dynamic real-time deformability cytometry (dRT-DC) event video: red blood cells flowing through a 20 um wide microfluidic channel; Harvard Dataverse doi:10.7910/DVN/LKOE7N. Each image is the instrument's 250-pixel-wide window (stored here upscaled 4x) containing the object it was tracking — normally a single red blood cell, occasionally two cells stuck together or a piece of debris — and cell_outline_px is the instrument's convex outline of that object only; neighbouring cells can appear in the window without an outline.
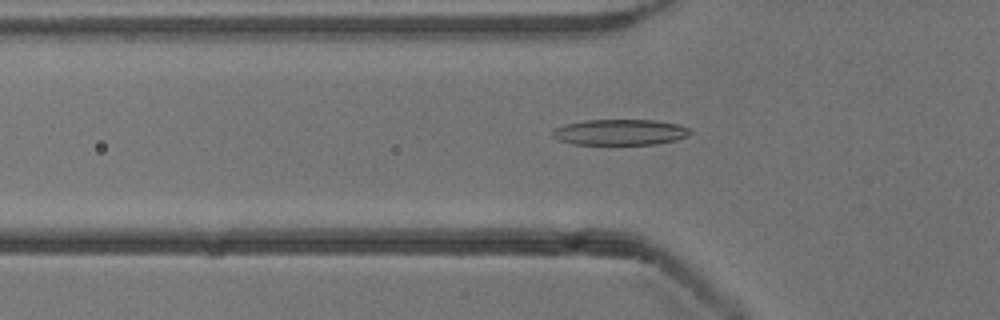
{"species": "common noctule bat (a hibernating species)", "species_latin": "Nyctalus noctula", "temperature_condition": "cold", "stored_images_in_passage": 53, "camera_frame_rate_fps": 3000, "um_per_image_px": 0.085, "animal": {"sex": "male", "body_mass_g": 13.3}, "frame": {"image": 1, "passage_image": 18, "time_ms": 5.667, "image_size_px": [1000, 320], "cell_outline_px": [[692, 132], [676, 140], [656, 144], [572, 144], [560, 140], [552, 136], [552, 132], [556, 128], [568, 124], [584, 120], [652, 120], [680, 124], [688, 128]], "centroid_in_image_um": [52.71, 11.23], "position_along_channel_um": 73.1, "area_um2": 20.46}}
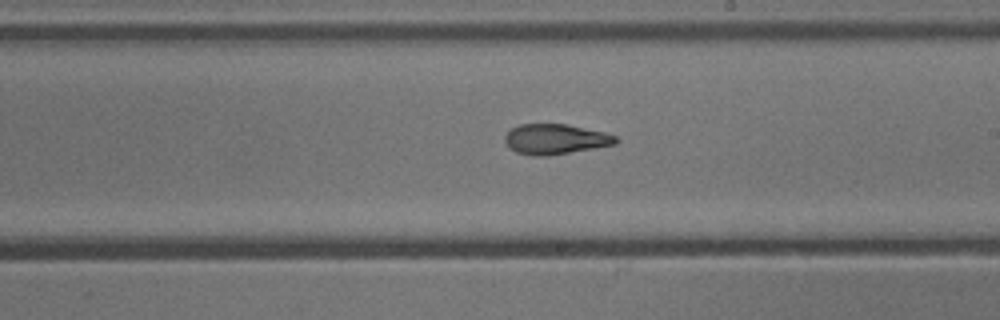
{"frame": {"image": 2, "passage_image": 31, "time_ms": 10.0, "image_size_px": [1000, 320], "cell_outline_px": [[620, 140], [616, 144], [544, 156], [532, 156], [516, 152], [508, 148], [504, 140], [504, 136], [512, 128], [520, 124], [568, 124], [604, 132], [616, 136]], "centroid_in_image_um": [47.18, 11.82], "position_along_channel_um": 241.8, "area_um2": 19.48}}
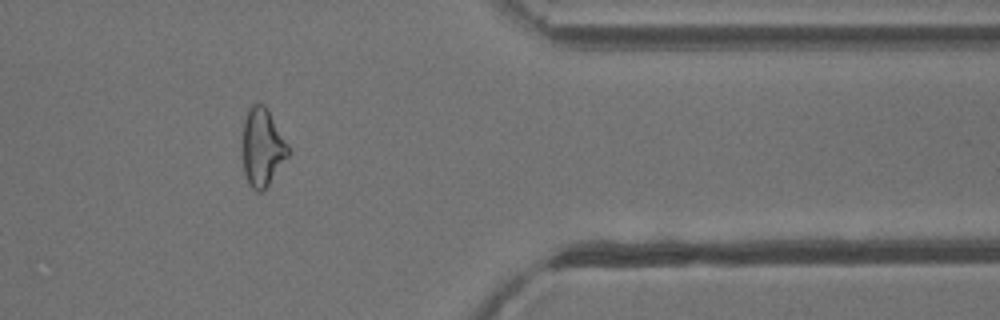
{"frame": {"image": 3, "passage_image": 44, "time_ms": 14.333, "image_size_px": [1000, 320], "cell_outline_px": [[288, 156], [268, 184], [260, 192], [256, 192], [248, 184], [244, 172], [240, 148], [240, 140], [244, 120], [248, 108], [252, 104], [264, 104], [288, 144]], "centroid_in_image_um": [22.22, 12.51], "position_along_channel_um": 389.2, "area_um2": 20.98}, "authors_computed_cell_mechanics": {"area_um2": 20.7502, "velocity_mm_per_s": 3.8666, "shape_relaxation_time_tau1_ms": 7.4849, "shape_relaxation_time_tau2_ms": 2.5682, "deformation_change_tau1": 0.2151, "deformation_change_tau2": 0.1153}}